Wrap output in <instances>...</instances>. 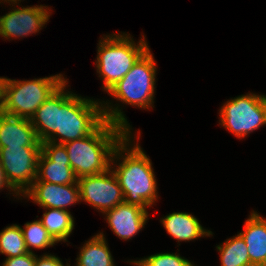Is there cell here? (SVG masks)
<instances>
[{
	"label": "cell",
	"instance_id": "6da1fadb",
	"mask_svg": "<svg viewBox=\"0 0 266 266\" xmlns=\"http://www.w3.org/2000/svg\"><path fill=\"white\" fill-rule=\"evenodd\" d=\"M66 83L67 80L44 101L30 119L41 143L51 141L64 144L84 138L104 120L131 133L130 125L121 109H118L119 106H109L108 102L102 105L97 100L83 98L70 93L71 91L66 92Z\"/></svg>",
	"mask_w": 266,
	"mask_h": 266
},
{
	"label": "cell",
	"instance_id": "7a4b0ae2",
	"mask_svg": "<svg viewBox=\"0 0 266 266\" xmlns=\"http://www.w3.org/2000/svg\"><path fill=\"white\" fill-rule=\"evenodd\" d=\"M130 134L128 133L121 140L113 152L111 158L113 166L116 158L117 160L123 159L116 169L115 166L113 167L112 171L122 189L124 202L146 210L151 205L153 206L158 198L157 182L152 163L141 146L136 143L133 147H129L130 143H132Z\"/></svg>",
	"mask_w": 266,
	"mask_h": 266
},
{
	"label": "cell",
	"instance_id": "3957f363",
	"mask_svg": "<svg viewBox=\"0 0 266 266\" xmlns=\"http://www.w3.org/2000/svg\"><path fill=\"white\" fill-rule=\"evenodd\" d=\"M128 133L124 128L104 120L90 135L64 143L76 178L97 175L110 169L113 152Z\"/></svg>",
	"mask_w": 266,
	"mask_h": 266
},
{
	"label": "cell",
	"instance_id": "277c9868",
	"mask_svg": "<svg viewBox=\"0 0 266 266\" xmlns=\"http://www.w3.org/2000/svg\"><path fill=\"white\" fill-rule=\"evenodd\" d=\"M107 35L99 40L96 59L97 73L104 82L103 90L108 92L132 68L138 58L149 48L145 37L134 43L130 34Z\"/></svg>",
	"mask_w": 266,
	"mask_h": 266
},
{
	"label": "cell",
	"instance_id": "5b68a950",
	"mask_svg": "<svg viewBox=\"0 0 266 266\" xmlns=\"http://www.w3.org/2000/svg\"><path fill=\"white\" fill-rule=\"evenodd\" d=\"M65 81L62 74L23 81L5 78L0 111L4 114L31 119L44 101Z\"/></svg>",
	"mask_w": 266,
	"mask_h": 266
},
{
	"label": "cell",
	"instance_id": "8992f818",
	"mask_svg": "<svg viewBox=\"0 0 266 266\" xmlns=\"http://www.w3.org/2000/svg\"><path fill=\"white\" fill-rule=\"evenodd\" d=\"M156 70V62L148 48L108 94L124 104L149 109L154 103Z\"/></svg>",
	"mask_w": 266,
	"mask_h": 266
},
{
	"label": "cell",
	"instance_id": "52a82bcc",
	"mask_svg": "<svg viewBox=\"0 0 266 266\" xmlns=\"http://www.w3.org/2000/svg\"><path fill=\"white\" fill-rule=\"evenodd\" d=\"M220 124L238 138L266 125V95L248 93L227 101L220 109Z\"/></svg>",
	"mask_w": 266,
	"mask_h": 266
},
{
	"label": "cell",
	"instance_id": "ba28073f",
	"mask_svg": "<svg viewBox=\"0 0 266 266\" xmlns=\"http://www.w3.org/2000/svg\"><path fill=\"white\" fill-rule=\"evenodd\" d=\"M41 147H0V163L8 184L23 194L37 177Z\"/></svg>",
	"mask_w": 266,
	"mask_h": 266
},
{
	"label": "cell",
	"instance_id": "9c48e42d",
	"mask_svg": "<svg viewBox=\"0 0 266 266\" xmlns=\"http://www.w3.org/2000/svg\"><path fill=\"white\" fill-rule=\"evenodd\" d=\"M80 201H85L96 210L104 212L124 203V196L112 165L106 172L83 176L77 179Z\"/></svg>",
	"mask_w": 266,
	"mask_h": 266
},
{
	"label": "cell",
	"instance_id": "30bf717a",
	"mask_svg": "<svg viewBox=\"0 0 266 266\" xmlns=\"http://www.w3.org/2000/svg\"><path fill=\"white\" fill-rule=\"evenodd\" d=\"M34 182L58 185L78 184L64 144L51 141L41 143L37 177Z\"/></svg>",
	"mask_w": 266,
	"mask_h": 266
},
{
	"label": "cell",
	"instance_id": "8fae6325",
	"mask_svg": "<svg viewBox=\"0 0 266 266\" xmlns=\"http://www.w3.org/2000/svg\"><path fill=\"white\" fill-rule=\"evenodd\" d=\"M34 5L12 8L0 17V36L4 39L26 37L42 29L50 15L48 7ZM47 9V10H46Z\"/></svg>",
	"mask_w": 266,
	"mask_h": 266
},
{
	"label": "cell",
	"instance_id": "7c38bea8",
	"mask_svg": "<svg viewBox=\"0 0 266 266\" xmlns=\"http://www.w3.org/2000/svg\"><path fill=\"white\" fill-rule=\"evenodd\" d=\"M43 208L64 209L80 201L78 184L58 185L48 182H33L22 194Z\"/></svg>",
	"mask_w": 266,
	"mask_h": 266
},
{
	"label": "cell",
	"instance_id": "4fadbf2b",
	"mask_svg": "<svg viewBox=\"0 0 266 266\" xmlns=\"http://www.w3.org/2000/svg\"><path fill=\"white\" fill-rule=\"evenodd\" d=\"M104 213L110 229L123 240L131 239L142 230L149 216L147 210L125 202Z\"/></svg>",
	"mask_w": 266,
	"mask_h": 266
},
{
	"label": "cell",
	"instance_id": "5bb4252c",
	"mask_svg": "<svg viewBox=\"0 0 266 266\" xmlns=\"http://www.w3.org/2000/svg\"><path fill=\"white\" fill-rule=\"evenodd\" d=\"M41 147L30 119L0 111V147Z\"/></svg>",
	"mask_w": 266,
	"mask_h": 266
},
{
	"label": "cell",
	"instance_id": "9a60e30c",
	"mask_svg": "<svg viewBox=\"0 0 266 266\" xmlns=\"http://www.w3.org/2000/svg\"><path fill=\"white\" fill-rule=\"evenodd\" d=\"M248 248L252 266H266V219L252 211L245 221L244 231L238 233Z\"/></svg>",
	"mask_w": 266,
	"mask_h": 266
},
{
	"label": "cell",
	"instance_id": "2e32d148",
	"mask_svg": "<svg viewBox=\"0 0 266 266\" xmlns=\"http://www.w3.org/2000/svg\"><path fill=\"white\" fill-rule=\"evenodd\" d=\"M167 233L177 241H191L199 237L210 236L212 231L206 230L198 219L187 212H173L161 219Z\"/></svg>",
	"mask_w": 266,
	"mask_h": 266
},
{
	"label": "cell",
	"instance_id": "e0dca14e",
	"mask_svg": "<svg viewBox=\"0 0 266 266\" xmlns=\"http://www.w3.org/2000/svg\"><path fill=\"white\" fill-rule=\"evenodd\" d=\"M80 249L77 266H116L103 233L90 238Z\"/></svg>",
	"mask_w": 266,
	"mask_h": 266
},
{
	"label": "cell",
	"instance_id": "ac0fdd59",
	"mask_svg": "<svg viewBox=\"0 0 266 266\" xmlns=\"http://www.w3.org/2000/svg\"><path fill=\"white\" fill-rule=\"evenodd\" d=\"M46 212L43 214L42 225L49 232L50 236L58 242H66L74 228L73 216L64 209L44 208Z\"/></svg>",
	"mask_w": 266,
	"mask_h": 266
},
{
	"label": "cell",
	"instance_id": "d6986e66",
	"mask_svg": "<svg viewBox=\"0 0 266 266\" xmlns=\"http://www.w3.org/2000/svg\"><path fill=\"white\" fill-rule=\"evenodd\" d=\"M216 248L220 252L221 266H252L247 245L239 234Z\"/></svg>",
	"mask_w": 266,
	"mask_h": 266
},
{
	"label": "cell",
	"instance_id": "ffe728a7",
	"mask_svg": "<svg viewBox=\"0 0 266 266\" xmlns=\"http://www.w3.org/2000/svg\"><path fill=\"white\" fill-rule=\"evenodd\" d=\"M0 253L5 254L7 258L28 253L19 225L13 224L0 232Z\"/></svg>",
	"mask_w": 266,
	"mask_h": 266
},
{
	"label": "cell",
	"instance_id": "44dd1931",
	"mask_svg": "<svg viewBox=\"0 0 266 266\" xmlns=\"http://www.w3.org/2000/svg\"><path fill=\"white\" fill-rule=\"evenodd\" d=\"M24 225V228L21 227V229L25 245L29 253H33L31 247L35 249H44L54 246V244L57 243L50 236L49 232L45 229L40 220L27 222Z\"/></svg>",
	"mask_w": 266,
	"mask_h": 266
},
{
	"label": "cell",
	"instance_id": "7402d4cb",
	"mask_svg": "<svg viewBox=\"0 0 266 266\" xmlns=\"http://www.w3.org/2000/svg\"><path fill=\"white\" fill-rule=\"evenodd\" d=\"M132 263L137 266H194L189 260L175 253H158Z\"/></svg>",
	"mask_w": 266,
	"mask_h": 266
},
{
	"label": "cell",
	"instance_id": "603a6c76",
	"mask_svg": "<svg viewBox=\"0 0 266 266\" xmlns=\"http://www.w3.org/2000/svg\"><path fill=\"white\" fill-rule=\"evenodd\" d=\"M36 255L25 253L21 256L6 258L2 266H35Z\"/></svg>",
	"mask_w": 266,
	"mask_h": 266
},
{
	"label": "cell",
	"instance_id": "cb8c5ba5",
	"mask_svg": "<svg viewBox=\"0 0 266 266\" xmlns=\"http://www.w3.org/2000/svg\"><path fill=\"white\" fill-rule=\"evenodd\" d=\"M35 266H64V264L55 255L44 254L39 258L36 256ZM66 266H70V264H66Z\"/></svg>",
	"mask_w": 266,
	"mask_h": 266
},
{
	"label": "cell",
	"instance_id": "d4e9b609",
	"mask_svg": "<svg viewBox=\"0 0 266 266\" xmlns=\"http://www.w3.org/2000/svg\"><path fill=\"white\" fill-rule=\"evenodd\" d=\"M3 187H7L10 189V191H14L13 194H16V196H18L19 194L8 184L7 180H6V177L4 175V170L2 168V165L0 163V190L3 188Z\"/></svg>",
	"mask_w": 266,
	"mask_h": 266
},
{
	"label": "cell",
	"instance_id": "484cf974",
	"mask_svg": "<svg viewBox=\"0 0 266 266\" xmlns=\"http://www.w3.org/2000/svg\"><path fill=\"white\" fill-rule=\"evenodd\" d=\"M5 77H0V109L3 102V87H4Z\"/></svg>",
	"mask_w": 266,
	"mask_h": 266
},
{
	"label": "cell",
	"instance_id": "4316f807",
	"mask_svg": "<svg viewBox=\"0 0 266 266\" xmlns=\"http://www.w3.org/2000/svg\"><path fill=\"white\" fill-rule=\"evenodd\" d=\"M1 1V0H0ZM3 1V0H2ZM7 2V3H10L9 5H11V4H15V3H17L18 1H21V0H4V2ZM13 2V3H12Z\"/></svg>",
	"mask_w": 266,
	"mask_h": 266
}]
</instances>
